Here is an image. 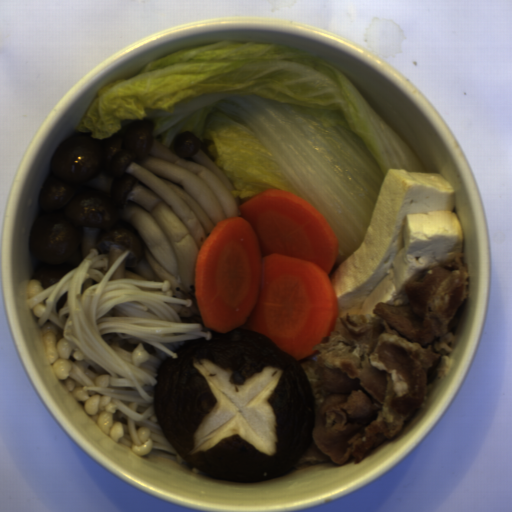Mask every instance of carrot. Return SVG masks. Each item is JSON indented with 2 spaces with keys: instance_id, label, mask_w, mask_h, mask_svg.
I'll return each instance as SVG.
<instances>
[{
  "instance_id": "b8716197",
  "label": "carrot",
  "mask_w": 512,
  "mask_h": 512,
  "mask_svg": "<svg viewBox=\"0 0 512 512\" xmlns=\"http://www.w3.org/2000/svg\"><path fill=\"white\" fill-rule=\"evenodd\" d=\"M239 211L198 250L194 293L204 326L267 336L299 361L314 356L339 313L333 230L314 205L274 187Z\"/></svg>"
}]
</instances>
